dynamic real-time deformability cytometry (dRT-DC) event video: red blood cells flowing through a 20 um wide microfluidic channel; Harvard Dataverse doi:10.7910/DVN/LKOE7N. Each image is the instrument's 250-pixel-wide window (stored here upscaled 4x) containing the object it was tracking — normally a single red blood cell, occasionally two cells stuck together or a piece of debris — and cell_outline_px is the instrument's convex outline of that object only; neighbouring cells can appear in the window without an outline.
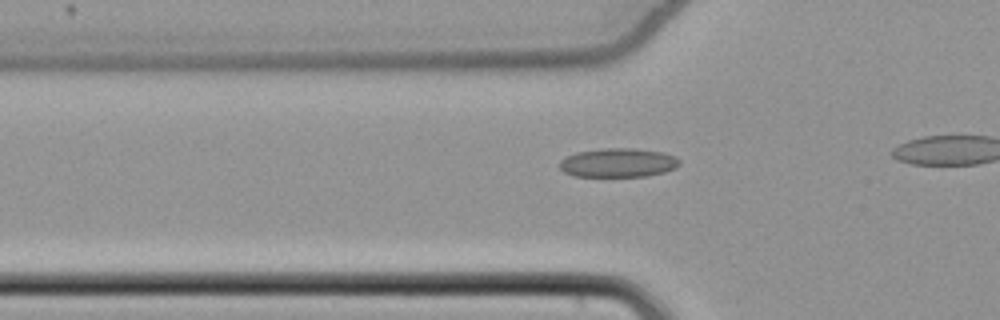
{"species": "common noctule bat (a hibernating species)", "species_latin": "Nyctalus noctula", "temperature_condition": "cold", "stored_images_in_passage": 21, "camera_frame_rate_fps": 3000, "um_per_image_px": 0.085, "animal": {"sex": "female", "body_mass_g": 22.7, "forearm_length_mm": 54.2}, "frame": {"image": 1, "passage_image": 15, "time_ms": 4.667, "image_size_px": [1000, 320], "cell_outline_px": [[680, 164], [676, 168], [664, 172], [648, 176], [572, 176], [564, 172], [560, 168], [560, 160], [576, 152], [604, 148], [632, 148], [664, 152], [676, 156], [680, 160]], "centroid_in_image_um": [52.57, 13.83], "position_along_channel_um": 73.2, "area_um2": 20.35}}